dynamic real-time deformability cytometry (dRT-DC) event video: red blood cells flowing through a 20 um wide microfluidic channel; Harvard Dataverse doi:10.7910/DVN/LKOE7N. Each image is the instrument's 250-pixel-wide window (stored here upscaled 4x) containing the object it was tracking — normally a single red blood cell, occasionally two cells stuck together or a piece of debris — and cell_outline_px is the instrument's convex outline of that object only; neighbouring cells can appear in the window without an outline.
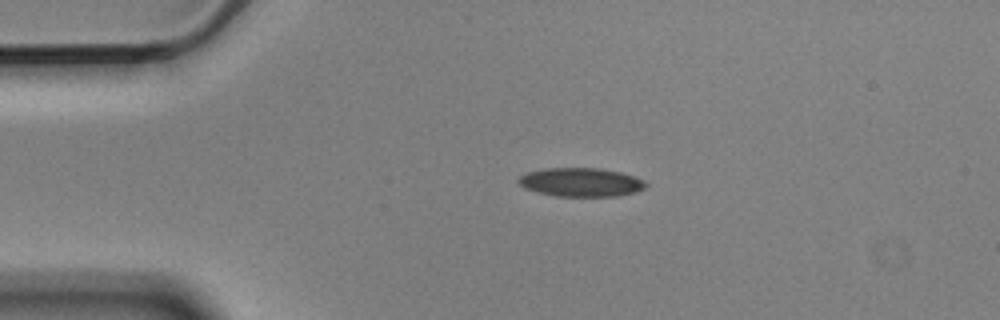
{"species": "Egyptian fruit bat (a non-hibernating species)", "species_latin": "Rousettus aegyptiacus", "temperature_condition": "cold", "stored_images_in_passage": 4, "camera_frame_rate_fps": 3000, "um_per_image_px": 0.085, "animal": {"sex": "male"}, "frame": {"image": 1, "passage_image": 3, "time_ms": 0.667, "image_size_px": [1000, 320], "cell_outline_px": [[648, 184], [644, 188], [636, 192], [616, 196], [556, 196], [536, 192], [524, 188], [516, 180], [520, 176], [528, 172], [544, 168], [600, 168], [620, 172], [644, 180]], "centroid_in_image_um": [49.36, 15.49], "position_along_channel_um": 35.6, "area_um2": 21.33}}